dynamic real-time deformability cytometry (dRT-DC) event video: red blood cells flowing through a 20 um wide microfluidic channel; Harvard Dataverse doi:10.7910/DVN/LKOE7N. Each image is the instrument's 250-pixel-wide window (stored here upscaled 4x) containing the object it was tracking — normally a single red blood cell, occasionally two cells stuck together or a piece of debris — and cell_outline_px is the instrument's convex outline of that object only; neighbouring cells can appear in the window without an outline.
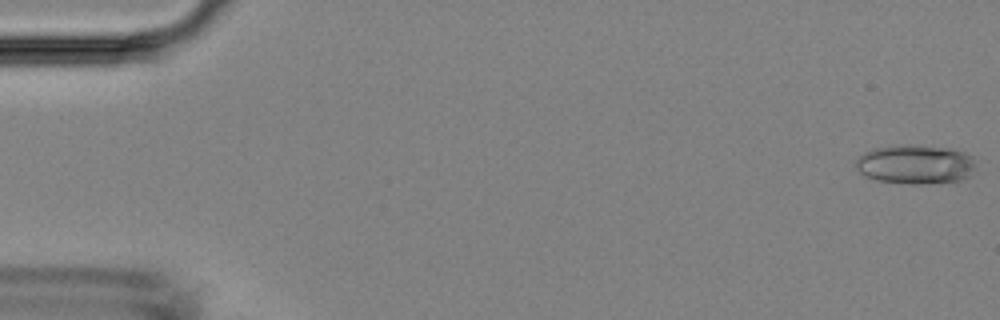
{"species": "Egyptian fruit bat (a non-hibernating species)", "species_latin": "Rousettus aegyptiacus", "temperature_condition": "room temperature", "stored_images_in_passage": 49, "camera_frame_rate_fps": 3000, "um_per_image_px": 0.085, "animal": {"sex": "female"}, "frame": {"image": 1, "passage_image": 1, "time_ms": 0.0, "image_size_px": [1000, 320], "cell_outline_px": [[976, 168], [968, 176], [960, 180], [924, 184], [908, 184], [876, 180], [864, 176], [852, 164], [864, 152], [872, 148], [892, 144], [912, 144], [952, 148], [964, 152], [972, 156]], "centroid_in_image_um": [77.76, 13.95], "position_along_channel_um": 7.2, "area_um2": 28.03}}
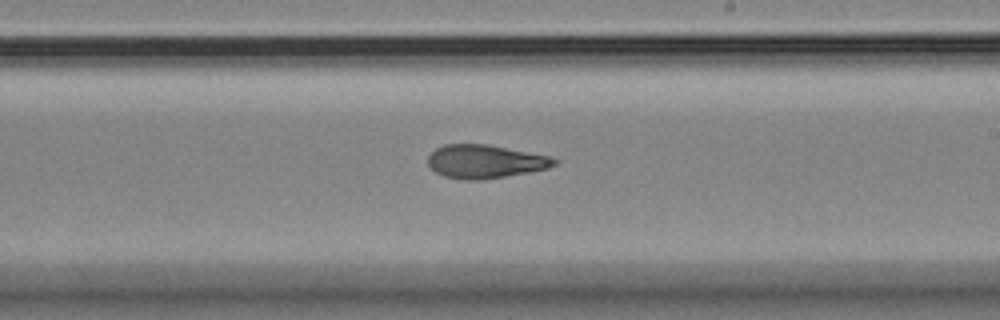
{"frame": {"image": 2, "passage_image": 29, "time_ms": 9.333, "image_size_px": [1000, 320], "cell_outline_px": [[560, 160], [556, 164], [548, 168], [528, 172], [480, 180], [464, 180], [444, 176], [436, 172], [428, 164], [428, 156], [436, 148], [444, 144], [488, 144], [552, 156]], "centroid_in_image_um": [41.26, 13.72], "position_along_channel_um": 247.7, "area_um2": 24.68}}
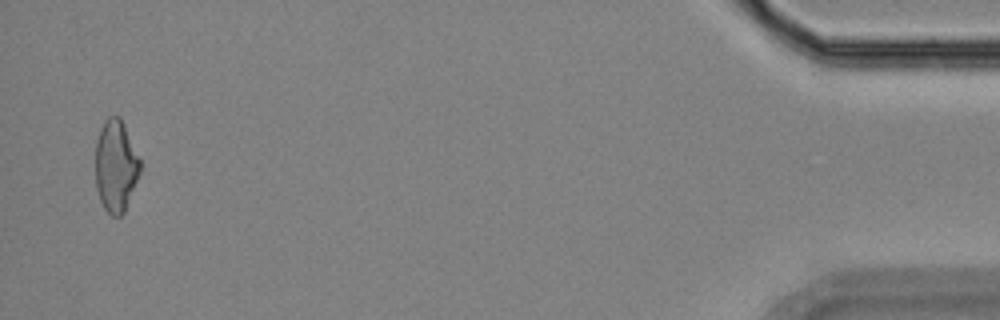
{"frame": {"image": 3, "passage_image": 48, "time_ms": 15.667, "image_size_px": [1000, 320], "cell_outline_px": [[140, 172], [124, 212], [120, 216], [112, 216], [104, 208], [100, 200], [96, 188], [96, 140], [100, 128], [104, 120], [108, 116], [120, 116], [124, 124], [140, 160]], "centroid_in_image_um": [9.83, 14.09], "position_along_channel_um": 425.4, "area_um2": 23.81}}